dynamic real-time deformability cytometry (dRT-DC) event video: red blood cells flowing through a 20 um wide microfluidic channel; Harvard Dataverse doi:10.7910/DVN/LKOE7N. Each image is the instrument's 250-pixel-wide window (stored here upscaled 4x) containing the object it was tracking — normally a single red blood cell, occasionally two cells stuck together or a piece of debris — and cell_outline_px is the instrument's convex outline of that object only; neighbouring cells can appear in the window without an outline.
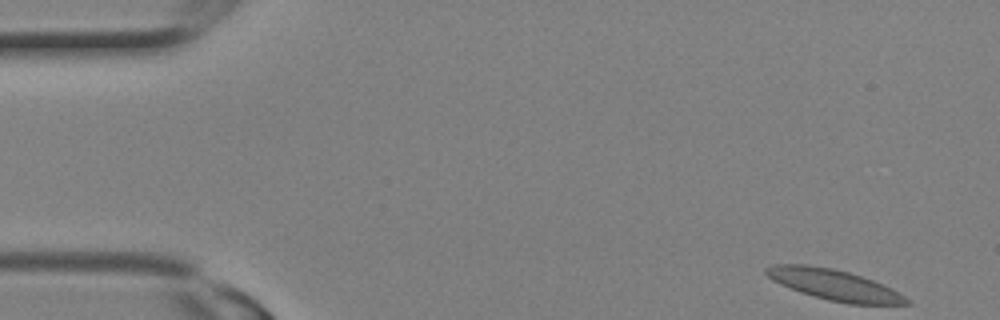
{"species": "Egyptian fruit bat (a non-hibernating species)", "species_latin": "Rousettus aegyptiacus", "temperature_condition": "room temperature", "stored_images_in_passage": 3, "camera_frame_rate_fps": 3000, "um_per_image_px": 0.085, "animal": {"sex": "female"}, "frame": {"image": 1, "passage_image": 1, "time_ms": 0.0, "image_size_px": [1000, 320], "cell_outline_px": [[912, 304], [848, 304], [828, 300], [800, 292], [780, 284], [772, 280], [764, 272], [764, 268], [772, 264], [808, 264], [832, 268], [848, 272], [884, 284], [892, 288], [912, 300]], "centroid_in_image_um": [70.91, 24.2], "position_along_channel_um": 14.1, "area_um2": 25.26}}
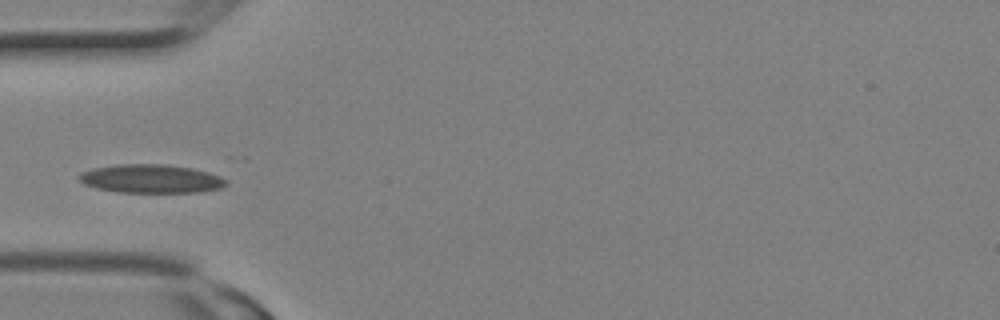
{"frame": {"image": 2, "passage_image": 3, "time_ms": 0.667, "image_size_px": [1000, 320], "cell_outline_px": [[228, 184], [220, 188], [200, 192], [116, 192], [96, 188], [84, 184], [76, 176], [80, 172], [92, 168], [116, 164], [164, 164], [192, 168], [208, 172], [220, 176], [228, 180]], "centroid_in_image_um": [12.82, 15.19], "position_along_channel_um": 72.2, "area_um2": 24.68}}